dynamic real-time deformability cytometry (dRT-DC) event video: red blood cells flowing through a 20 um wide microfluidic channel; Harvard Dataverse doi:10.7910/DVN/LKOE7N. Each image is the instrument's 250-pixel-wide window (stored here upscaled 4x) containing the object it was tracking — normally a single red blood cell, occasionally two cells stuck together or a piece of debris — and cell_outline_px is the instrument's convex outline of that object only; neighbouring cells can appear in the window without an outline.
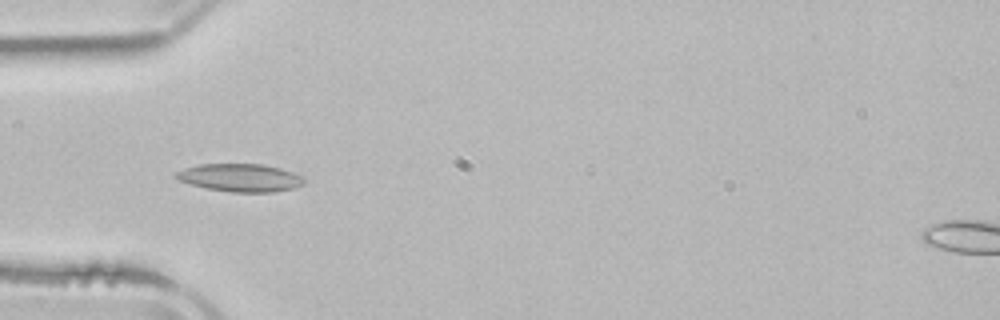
{"species": "common noctule bat (a hibernating species)", "species_latin": "Nyctalus noctula", "temperature_condition": "room temperature", "stored_images_in_passage": 4, "camera_frame_rate_fps": 3000, "um_per_image_px": 0.085, "animal": {"sex": "male", "body_mass_g": 21.5, "forearm_length_mm": 52.0}, "frame": {"image": 1, "passage_image": 4, "time_ms": 4.0, "image_size_px": [1000, 320], "cell_outline_px": [[304, 184], [296, 188], [272, 192], [232, 192], [208, 188], [192, 184], [180, 180], [176, 176], [176, 172], [184, 168], [200, 164], [264, 164], [280, 168], [304, 176]], "centroid_in_image_um": [20.49, 15.1], "position_along_channel_um": 64.5, "area_um2": 20.69}}